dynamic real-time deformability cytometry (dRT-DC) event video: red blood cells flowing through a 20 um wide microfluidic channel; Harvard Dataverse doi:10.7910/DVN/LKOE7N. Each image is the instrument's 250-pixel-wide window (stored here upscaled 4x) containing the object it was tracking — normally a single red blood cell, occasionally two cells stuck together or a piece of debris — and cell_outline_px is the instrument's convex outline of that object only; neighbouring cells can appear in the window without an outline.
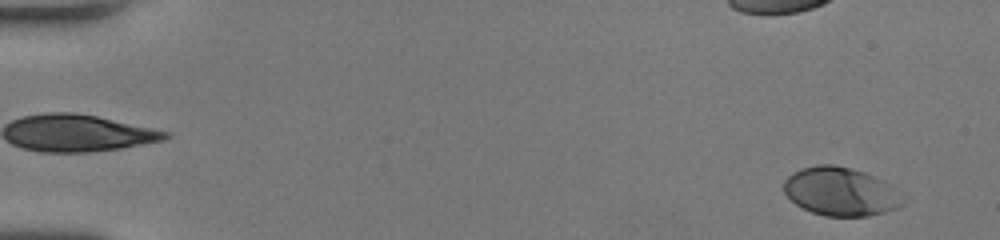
{"species": "human", "species_latin": "Homo sapiens", "temperature_condition": "room temperature", "stored_images_in_passage": 52, "camera_frame_rate_fps": 3000, "um_per_image_px": 0.085, "donor": {"sex": "female"}, "frame": {"image": 1, "passage_image": 3, "time_ms": 0.667, "image_size_px": [1000, 240], "cell_outline_px": [[908, 200], [904, 204], [896, 208], [884, 212], [868, 216], [824, 216], [812, 212], [796, 204], [784, 192], [784, 180], [792, 172], [800, 168], [816, 164], [832, 164], [852, 168], [864, 172], [884, 180], [892, 184], [908, 196]], "centroid_in_image_um": [71.54, 16.27], "position_along_channel_um": 13.5, "area_um2": 34.33}}
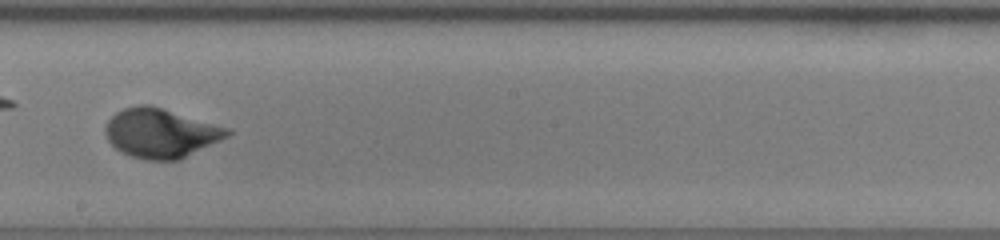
{"frame": {"image": 2, "passage_image": 31, "time_ms": 10.0, "image_size_px": [1000, 240], "cell_outline_px": [[232, 132], [228, 136], [180, 160], [144, 160], [132, 156], [116, 148], [108, 140], [104, 132], [104, 128], [108, 120], [116, 112], [124, 108], [140, 104], [148, 104], [232, 128]], "centroid_in_image_um": [13.68, 11.31], "position_along_channel_um": 234.5, "area_um2": 35.03}}
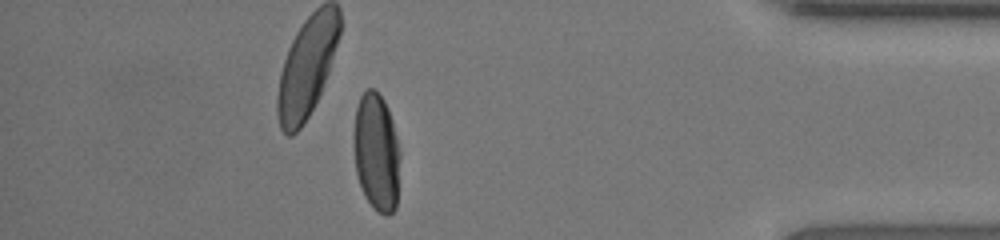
{"frame": {"image": 3, "passage_image": 46, "time_ms": 15.0, "image_size_px": [1000, 240], "cell_outline_px": [[400, 156], [396, 208], [388, 216], [384, 216], [376, 212], [372, 208], [364, 196], [356, 172], [352, 144], [352, 136], [356, 108], [360, 96], [368, 88], [372, 88], [384, 100], [388, 108], [392, 120], [400, 152]], "centroid_in_image_um": [31.98, 12.97], "position_along_channel_um": 403.2, "area_um2": 32.43}, "authors_computed_cell_mechanics": {"area_um2": 33.2928, "velocity_mm_per_s": 4.0777, "shape_relaxation_time_tau1_ms": 3.1651, "shape_relaxation_time_tau2_ms": null, "deformation_change_tau1": 0.1685, "deformation_change_tau2": null}}